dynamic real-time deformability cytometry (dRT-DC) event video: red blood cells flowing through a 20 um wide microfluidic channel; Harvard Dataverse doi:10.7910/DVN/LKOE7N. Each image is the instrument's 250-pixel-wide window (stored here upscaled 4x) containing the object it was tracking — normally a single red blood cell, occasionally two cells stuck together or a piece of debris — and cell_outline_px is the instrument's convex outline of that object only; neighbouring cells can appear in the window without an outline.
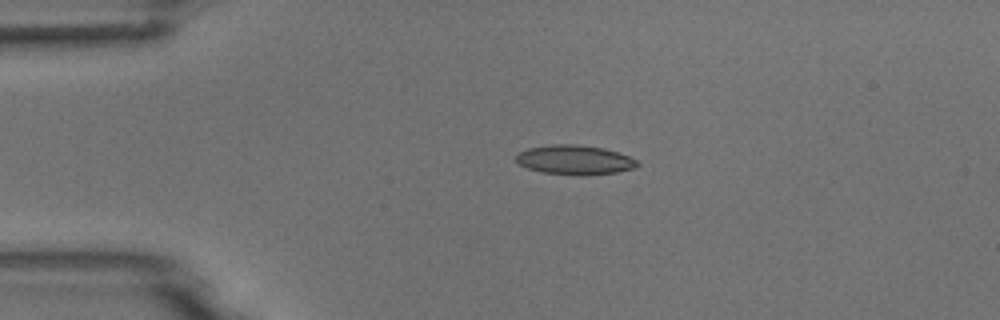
{"species": "common noctule bat (a hibernating species)", "species_latin": "Nyctalus noctula", "temperature_condition": "room temperature", "stored_images_in_passage": 4, "camera_frame_rate_fps": 3000, "um_per_image_px": 0.085, "animal": {"sex": "male", "body_mass_g": 18.8}, "frame": {"image": 1, "passage_image": 3, "time_ms": 2.333, "image_size_px": [1000, 320], "cell_outline_px": [[640, 164], [632, 168], [616, 172], [544, 172], [528, 168], [520, 164], [516, 160], [516, 156], [520, 152], [528, 148], [552, 144], [576, 144], [604, 148], [628, 156], [636, 160]], "centroid_in_image_um": [48.82, 13.52], "position_along_channel_um": 36.2, "area_um2": 19.54}}